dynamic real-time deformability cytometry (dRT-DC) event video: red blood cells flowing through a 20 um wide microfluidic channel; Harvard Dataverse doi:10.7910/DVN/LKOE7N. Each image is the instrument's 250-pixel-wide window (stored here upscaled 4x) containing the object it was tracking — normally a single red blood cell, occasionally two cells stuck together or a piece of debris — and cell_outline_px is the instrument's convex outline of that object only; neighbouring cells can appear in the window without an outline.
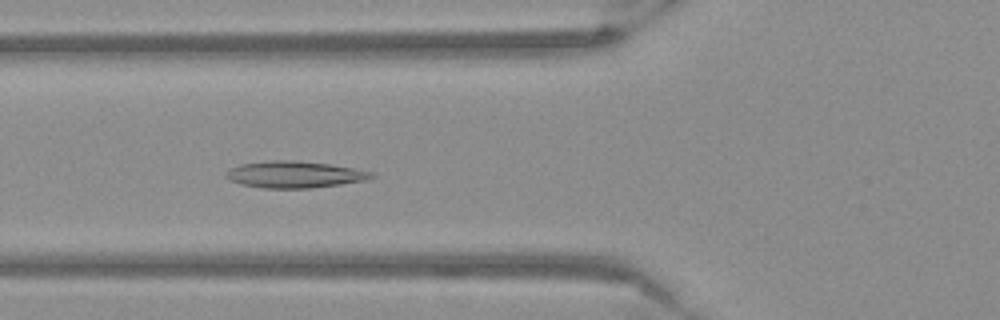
{"species": "Egyptian fruit bat (a non-hibernating species)", "species_latin": "Rousettus aegyptiacus", "temperature_condition": "warm", "stored_images_in_passage": 39, "camera_frame_rate_fps": 3000, "um_per_image_px": 0.085, "frame": {"image": 1, "passage_image": 5, "time_ms": 1.333, "image_size_px": [1000, 320], "cell_outline_px": [[376, 176], [368, 180], [312, 188], [264, 188], [240, 184], [228, 180], [224, 176], [224, 172], [228, 168], [240, 164], [272, 160], [292, 160], [328, 164], [352, 168], [372, 172]], "centroid_in_image_um": [24.97, 14.83], "position_along_channel_um": 100.8, "area_um2": 22.72}}
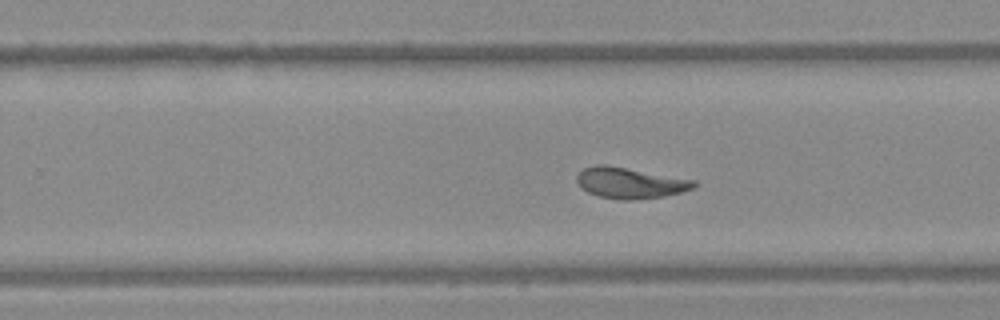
{"frame": {"image": 2, "passage_image": 19, "time_ms": 6.0, "image_size_px": [1000, 320], "cell_outline_px": [[696, 184], [692, 188], [680, 192], [664, 196], [632, 200], [620, 200], [600, 196], [588, 192], [576, 180], [576, 176], [584, 168], [596, 164], [604, 164], [696, 180]], "centroid_in_image_um": [53.55, 15.54], "position_along_channel_um": 276.3, "area_um2": 20.81}}
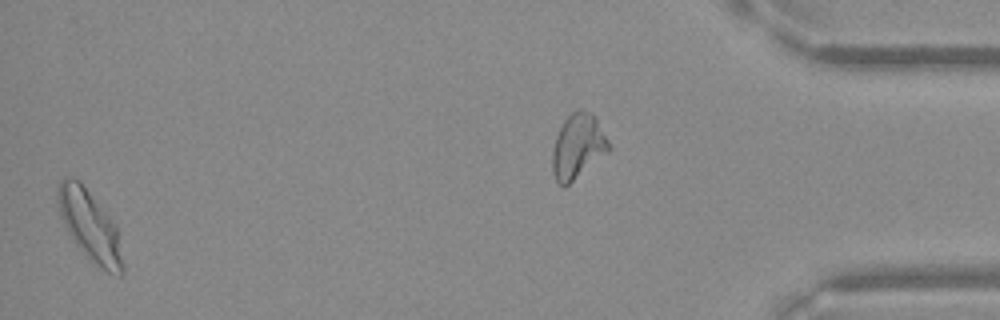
{"frame": {"image": 3, "passage_image": 38, "time_ms": 12.333, "image_size_px": [1000, 320], "cell_outline_px": [[124, 272], [120, 276], [108, 272], [96, 264], [72, 240], [60, 216], [56, 200], [56, 188], [60, 180], [64, 176], [72, 176], [80, 180], [116, 228], [124, 264]], "centroid_in_image_um": [7.58, 19.14], "position_along_channel_um": 427.6, "area_um2": 26.18}}